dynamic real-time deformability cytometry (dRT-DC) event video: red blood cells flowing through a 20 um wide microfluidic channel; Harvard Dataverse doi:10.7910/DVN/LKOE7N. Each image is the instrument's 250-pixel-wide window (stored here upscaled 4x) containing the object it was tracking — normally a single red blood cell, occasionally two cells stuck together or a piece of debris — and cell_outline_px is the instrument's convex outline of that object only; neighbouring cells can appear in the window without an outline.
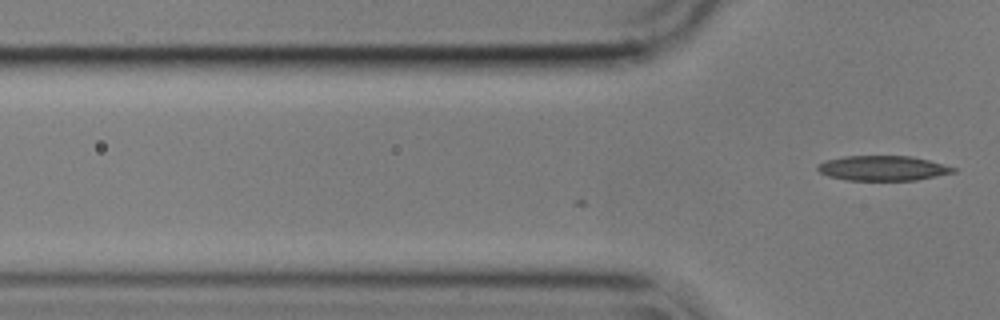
{"species": "common noctule bat (a hibernating species)", "species_latin": "Nyctalus noctula", "temperature_condition": "cold", "stored_images_in_passage": 3, "camera_frame_rate_fps": 3000, "um_per_image_px": 0.085, "animal": {"sex": "male", "body_mass_g": 17.9}, "frame": {"image": 1, "passage_image": 3, "time_ms": 0.667, "image_size_px": [1000, 320], "cell_outline_px": [[956, 172], [916, 180], [848, 180], [828, 176], [820, 172], [816, 168], [816, 164], [824, 160], [844, 156], [912, 156], [928, 160], [956, 168]], "centroid_in_image_um": [74.99, 14.29], "position_along_channel_um": 50.8, "area_um2": 19.71}}